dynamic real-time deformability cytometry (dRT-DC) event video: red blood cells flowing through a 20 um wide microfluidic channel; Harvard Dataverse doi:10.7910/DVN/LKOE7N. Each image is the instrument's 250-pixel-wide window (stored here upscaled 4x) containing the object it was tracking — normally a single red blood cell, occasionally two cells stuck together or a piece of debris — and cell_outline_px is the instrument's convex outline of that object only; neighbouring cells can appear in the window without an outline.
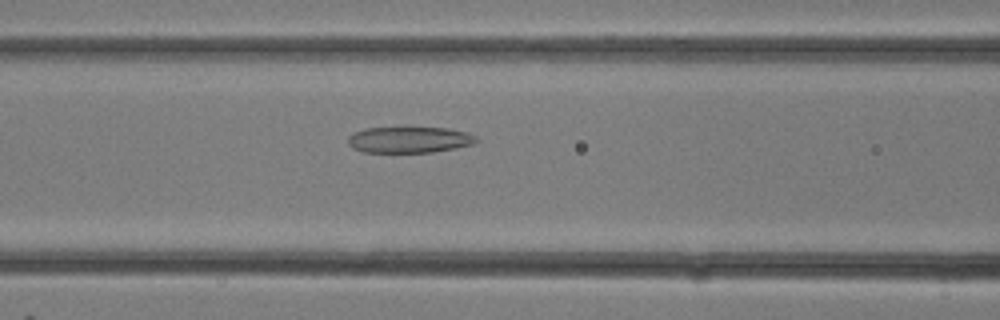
{"species": "common noctule bat (a hibernating species)", "species_latin": "Nyctalus noctula", "temperature_condition": "room temperature", "stored_images_in_passage": 8, "camera_frame_rate_fps": 3000, "um_per_image_px": 0.085, "animal": {"sex": "female"}, "frame": {"image": 1, "passage_image": 4, "time_ms": 1.0, "image_size_px": [1000, 320], "cell_outline_px": [[480, 140], [472, 144], [456, 148], [432, 152], [364, 152], [352, 148], [348, 144], [348, 136], [364, 128], [448, 128], [468, 132], [476, 136]], "centroid_in_image_um": [34.81, 11.88], "position_along_channel_um": 131.8, "area_um2": 19.54}}
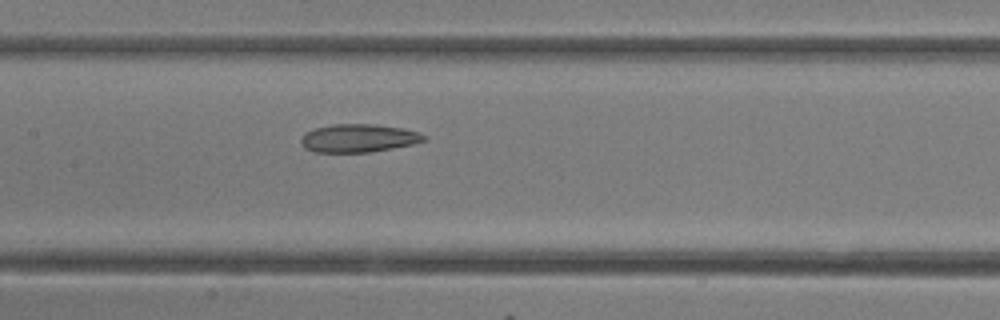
{"frame": {"image": 2, "passage_image": 6, "time_ms": 1.667, "image_size_px": [1000, 320], "cell_outline_px": [[428, 140], [412, 144], [372, 152], [312, 152], [304, 148], [300, 140], [304, 132], [316, 128], [332, 124], [376, 124], [400, 128], [420, 132]], "centroid_in_image_um": [30.45, 11.74], "position_along_channel_um": 177.0, "area_um2": 20.23}}
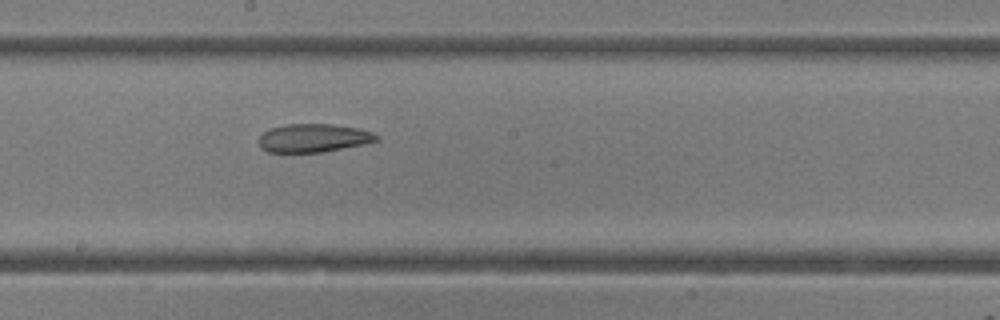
{"frame": {"image": 3, "passage_image": 8, "time_ms": 2.333, "image_size_px": [1000, 320], "cell_outline_px": [[380, 140], [364, 144], [324, 152], [268, 152], [260, 148], [260, 136], [268, 128], [288, 124], [332, 124], [360, 128], [372, 132], [380, 136]], "centroid_in_image_um": [26.68, 11.73], "position_along_channel_um": 221.5, "area_um2": 19.59}}